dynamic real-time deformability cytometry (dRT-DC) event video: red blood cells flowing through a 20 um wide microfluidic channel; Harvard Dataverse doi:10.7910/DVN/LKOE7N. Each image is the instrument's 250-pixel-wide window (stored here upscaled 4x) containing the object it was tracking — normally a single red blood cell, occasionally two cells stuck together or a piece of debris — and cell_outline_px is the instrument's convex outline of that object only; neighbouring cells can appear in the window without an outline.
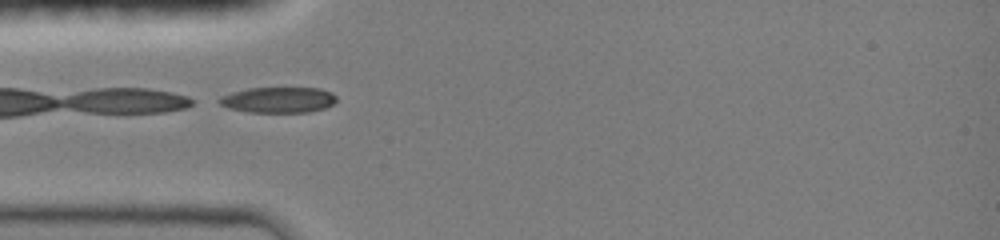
{"species": "common noctule bat (a hibernating species)", "species_latin": "Nyctalus noctula", "temperature_condition": "room temperature", "stored_images_in_passage": 26, "camera_frame_rate_fps": 3000, "um_per_image_px": 0.085, "animal": {"sex": "female", "body_mass_g": 19.0, "forearm_length_mm": 51.5}, "frame": {"image": 1, "passage_image": 5, "time_ms": 2.0, "image_size_px": [1000, 240], "cell_outline_px": [[336, 100], [332, 104], [324, 108], [308, 112], [248, 112], [228, 108], [220, 104], [216, 100], [220, 96], [232, 92], [248, 88], [320, 88], [332, 92], [336, 96]], "centroid_in_image_um": [23.63, 8.48], "position_along_channel_um": 61.4, "area_um2": 17.63}}
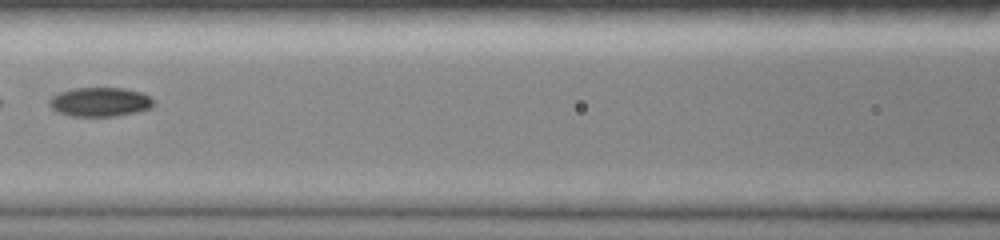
{"frame": {"image": 2, "passage_image": 10, "time_ms": 4.333, "image_size_px": [1000, 240], "cell_outline_px": [[152, 104], [148, 108], [136, 112], [116, 116], [72, 116], [56, 112], [48, 104], [48, 100], [52, 96], [60, 92], [72, 88], [124, 88], [140, 92], [148, 96], [152, 100]], "centroid_in_image_um": [8.43, 8.66], "position_along_channel_um": 158.2, "area_um2": 17.57}}
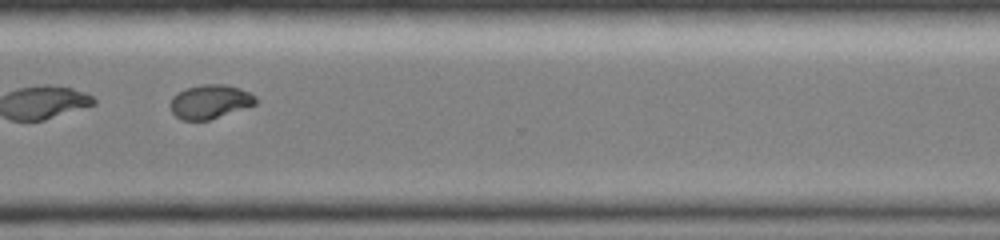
{"frame": {"image": 3, "passage_image": 19, "time_ms": 9.0, "image_size_px": [1000, 240], "cell_outline_px": [[256, 104], [208, 120], [180, 120], [172, 112], [168, 104], [172, 96], [176, 92], [184, 88], [200, 84], [228, 84], [240, 88], [256, 96]], "centroid_in_image_um": [17.79, 8.62], "position_along_channel_um": 352.8, "area_um2": 17.11}, "authors_computed_cell_mechanics": {"area_um2": 17.9469, "velocity_mm_per_s": 4.1691, "shape_relaxation_time_tau1_ms": null, "shape_relaxation_time_tau2_ms": 6.6328, "deformation_change_tau1": null, "deformation_change_tau2": 0.0579}}